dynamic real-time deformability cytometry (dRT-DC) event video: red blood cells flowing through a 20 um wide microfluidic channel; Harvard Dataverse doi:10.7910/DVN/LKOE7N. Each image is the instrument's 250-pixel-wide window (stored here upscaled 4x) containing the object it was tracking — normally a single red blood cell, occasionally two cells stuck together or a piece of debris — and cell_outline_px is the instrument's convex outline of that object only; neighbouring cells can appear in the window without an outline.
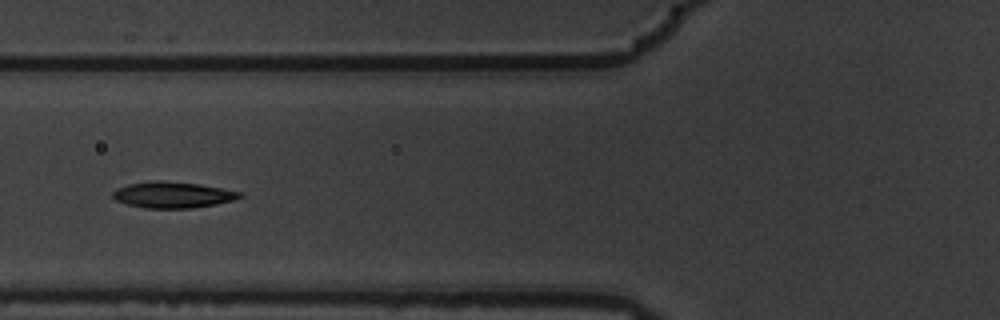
{"species": "common noctule bat (a hibernating species)", "species_latin": "Nyctalus noctula", "temperature_condition": "warm", "stored_images_in_passage": 9, "camera_frame_rate_fps": 3000, "um_per_image_px": 0.085, "animal": {"sex": "male", "body_mass_g": 19.5, "forearm_length_mm": 54.6}, "frame": {"image": 1, "passage_image": 6, "time_ms": 1.667, "image_size_px": [1000, 320], "cell_outline_px": [[244, 196], [236, 200], [216, 204], [192, 208], [144, 208], [128, 204], [116, 200], [112, 196], [112, 192], [128, 184], [152, 180], [160, 180], [200, 184], [240, 192]], "centroid_in_image_um": [14.7, 16.56], "position_along_channel_um": 111.1, "area_um2": 19.31}}
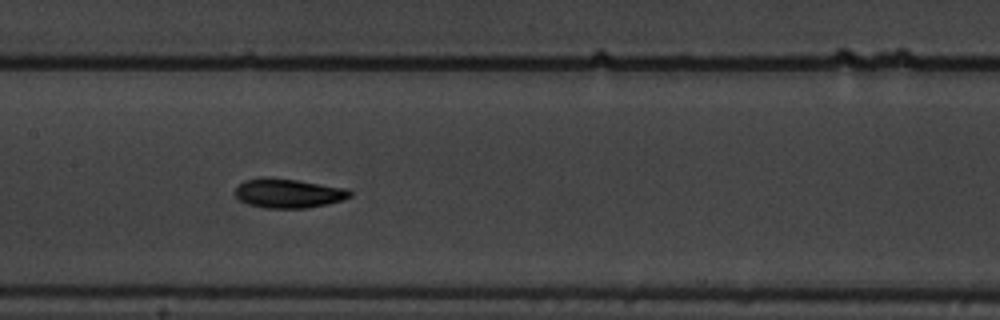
{"frame": {"image": 2, "passage_image": 8, "time_ms": 2.333, "image_size_px": [1000, 320], "cell_outline_px": [[352, 196], [344, 200], [328, 204], [304, 208], [264, 208], [248, 204], [240, 200], [236, 196], [236, 188], [244, 180], [260, 176], [268, 176], [296, 180], [344, 188], [352, 192]], "centroid_in_image_um": [24.49, 16.42], "position_along_channel_um": 182.9, "area_um2": 19.65}}
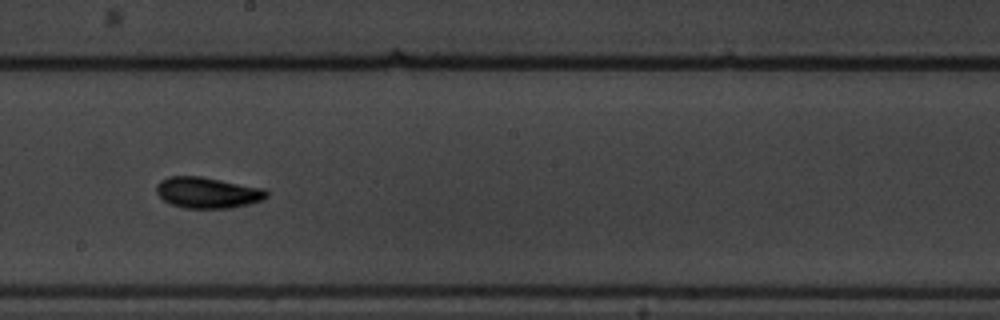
{"frame": {"image": 3, "passage_image": 9, "time_ms": 2.667, "image_size_px": [1000, 320], "cell_outline_px": [[268, 196], [264, 200], [248, 204], [228, 208], [184, 208], [172, 204], [164, 200], [156, 192], [156, 184], [160, 180], [168, 176], [200, 176], [264, 188], [268, 192]], "centroid_in_image_um": [17.64, 16.37], "position_along_channel_um": 230.6, "area_um2": 19.94}}